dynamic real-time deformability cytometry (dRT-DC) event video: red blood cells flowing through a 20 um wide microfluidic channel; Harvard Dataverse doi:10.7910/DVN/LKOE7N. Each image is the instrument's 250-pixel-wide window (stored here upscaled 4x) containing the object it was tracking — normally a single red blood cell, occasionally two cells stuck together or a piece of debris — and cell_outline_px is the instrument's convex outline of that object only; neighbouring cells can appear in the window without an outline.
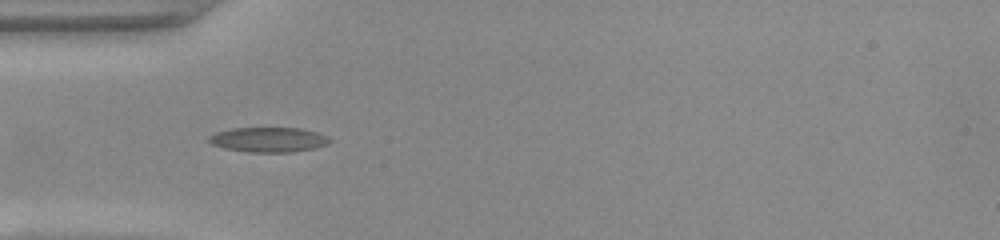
{"species": "common noctule bat (a hibernating species)", "species_latin": "Nyctalus noctula", "temperature_condition": "warm", "stored_images_in_passage": 37, "camera_frame_rate_fps": 3000, "um_per_image_px": 0.085, "animal": {"sex": "female", "body_mass_g": 22.0, "forearm_length_mm": 56.7}, "frame": {"image": 1, "passage_image": 1, "time_ms": 0.0, "image_size_px": [1000, 240], "cell_outline_px": [[332, 140], [328, 144], [316, 148], [292, 152], [248, 152], [224, 148], [212, 144], [208, 140], [208, 136], [216, 132], [232, 128], [300, 128], [316, 132], [328, 136]], "centroid_in_image_um": [22.84, 11.87], "position_along_channel_um": 62.2, "area_um2": 17.57}}
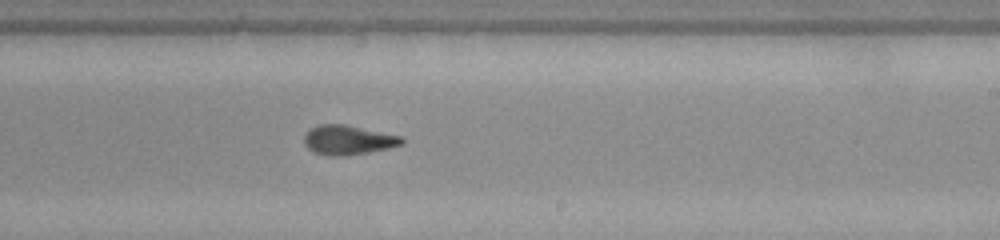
{"frame": {"image": 2, "passage_image": 16, "time_ms": 5.0, "image_size_px": [1000, 240], "cell_outline_px": [[404, 140], [400, 144], [388, 148], [368, 152], [344, 156], [328, 156], [312, 152], [304, 144], [304, 136], [312, 128], [320, 124], [344, 124], [400, 136]], "centroid_in_image_um": [29.53, 11.91], "position_along_channel_um": 259.5, "area_um2": 16.53}}
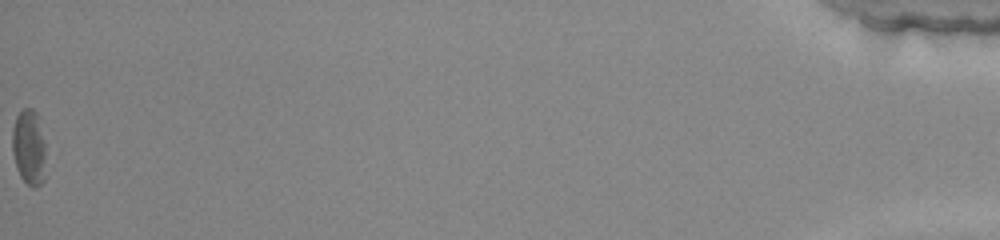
{"frame": {"image": 3, "passage_image": 37, "time_ms": 12.0, "image_size_px": [1000, 240], "cell_outline_px": [[44, 180], [36, 188], [32, 188], [20, 176], [16, 168], [12, 152], [12, 128], [16, 116], [24, 108], [32, 108], [40, 116], [44, 144]], "centroid_in_image_um": [2.45, 12.5], "position_along_channel_um": 432.8, "area_um2": 14.97}, "authors_computed_cell_mechanics": {"area_um2": 16.473, "velocity_mm_per_s": 3.9797, "shape_relaxation_time_tau1_ms": 7.4305, "shape_relaxation_time_tau2_ms": 3.0555, "deformation_change_tau1": 0.2233, "deformation_change_tau2": 0.1067}}